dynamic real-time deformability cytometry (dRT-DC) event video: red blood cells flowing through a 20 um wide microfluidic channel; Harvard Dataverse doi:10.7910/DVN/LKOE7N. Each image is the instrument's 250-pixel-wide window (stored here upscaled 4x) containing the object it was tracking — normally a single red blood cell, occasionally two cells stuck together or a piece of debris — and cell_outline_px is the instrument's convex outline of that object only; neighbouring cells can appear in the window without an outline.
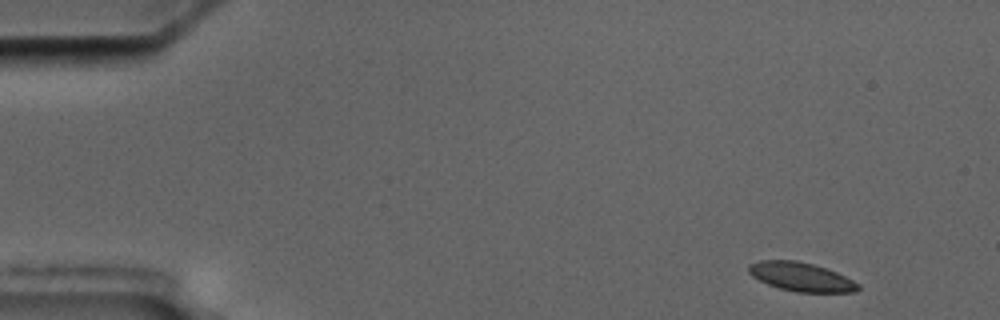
{"species": "common noctule bat (a hibernating species)", "species_latin": "Nyctalus noctula", "temperature_condition": "cold", "stored_images_in_passage": 5, "camera_frame_rate_fps": 3000, "um_per_image_px": 0.085, "animal": {"sex": "male", "body_mass_g": 17.5, "forearm_length_mm": 52.3}, "frame": {"image": 1, "passage_image": 1, "time_ms": 0.0, "image_size_px": [1000, 320], "cell_outline_px": [[860, 288], [856, 292], [796, 292], [780, 288], [768, 284], [752, 276], [748, 272], [748, 264], [760, 260], [796, 260], [812, 264], [836, 272], [860, 284]], "centroid_in_image_um": [68.08, 23.53], "position_along_channel_um": 16.9, "area_um2": 18.26}}
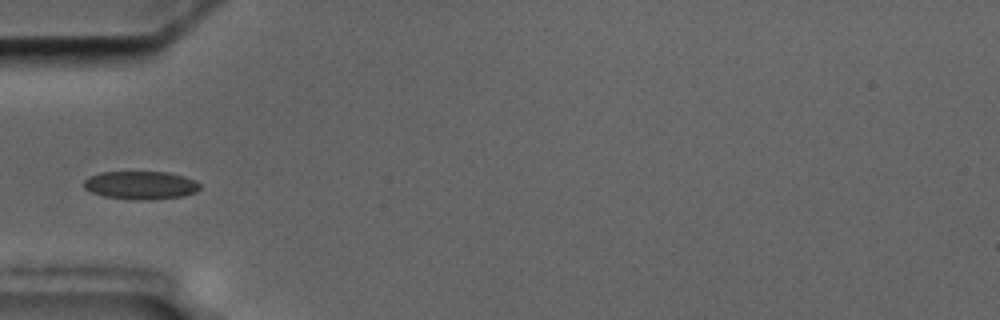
{"frame": {"image": 2, "passage_image": 5, "time_ms": 4.667, "image_size_px": [1000, 320], "cell_outline_px": [[200, 188], [196, 192], [184, 196], [148, 200], [132, 200], [104, 196], [92, 192], [84, 188], [84, 180], [88, 176], [100, 172], [168, 172], [184, 176], [196, 180], [200, 184]], "centroid_in_image_um": [11.97, 15.74], "position_along_channel_um": 73.0, "area_um2": 19.25}}